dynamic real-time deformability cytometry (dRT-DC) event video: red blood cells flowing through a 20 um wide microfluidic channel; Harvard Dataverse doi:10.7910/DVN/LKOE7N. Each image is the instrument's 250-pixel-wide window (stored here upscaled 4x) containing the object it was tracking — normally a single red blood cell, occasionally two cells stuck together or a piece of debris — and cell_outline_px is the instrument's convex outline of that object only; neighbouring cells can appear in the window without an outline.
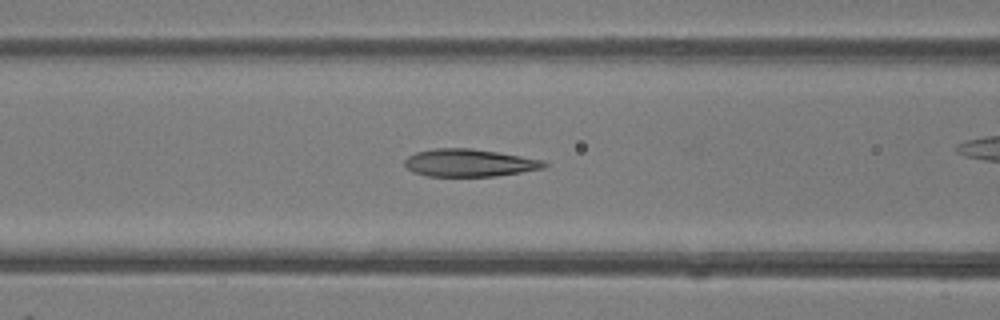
{"species": "common noctule bat (a hibernating species)", "species_latin": "Nyctalus noctula", "temperature_condition": "room temperature", "stored_images_in_passage": 38, "camera_frame_rate_fps": 3000, "um_per_image_px": 0.085, "animal": {"sex": "female"}, "frame": {"image": 1, "passage_image": 19, "time_ms": 6.0, "image_size_px": [1000, 320], "cell_outline_px": [[548, 164], [544, 168], [496, 176], [428, 176], [412, 172], [404, 164], [404, 160], [408, 156], [416, 152], [436, 148], [472, 148], [544, 160]], "centroid_in_image_um": [39.87, 13.84], "position_along_channel_um": 126.7, "area_um2": 22.31}}
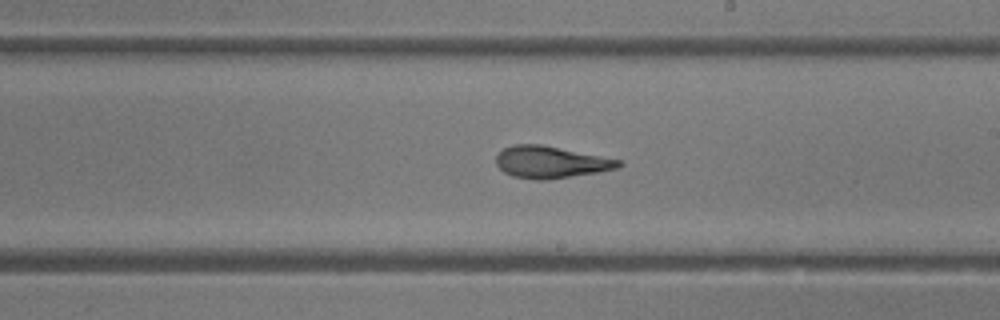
{"frame": {"image": 2, "passage_image": 27, "time_ms": 8.667, "image_size_px": [1000, 320], "cell_outline_px": [[624, 164], [620, 168], [600, 172], [548, 180], [532, 180], [512, 176], [504, 172], [496, 164], [496, 156], [504, 148], [512, 144], [540, 144], [620, 160]], "centroid_in_image_um": [46.81, 13.8], "position_along_channel_um": 242.2, "area_um2": 22.89}}
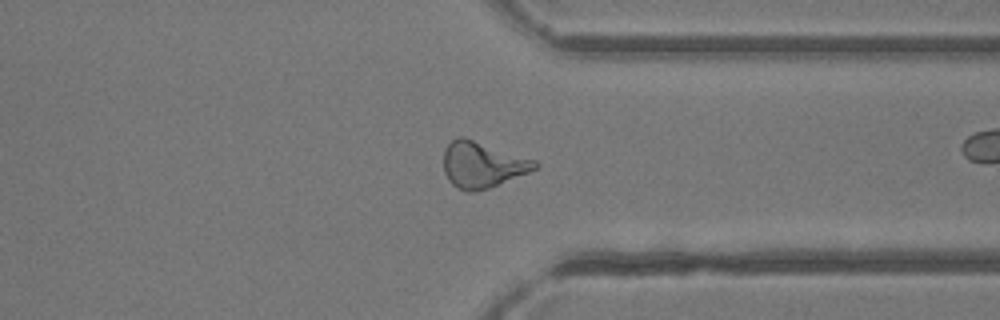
{"frame": {"image": 3, "passage_image": 36, "time_ms": 11.667, "image_size_px": [1000, 320], "cell_outline_px": [[540, 164], [536, 168], [528, 172], [488, 188], [476, 192], [468, 192], [456, 188], [448, 180], [444, 172], [444, 148], [456, 136], [464, 136], [536, 160]], "centroid_in_image_um": [40.97, 13.99], "position_along_channel_um": 370.4, "area_um2": 24.57}}